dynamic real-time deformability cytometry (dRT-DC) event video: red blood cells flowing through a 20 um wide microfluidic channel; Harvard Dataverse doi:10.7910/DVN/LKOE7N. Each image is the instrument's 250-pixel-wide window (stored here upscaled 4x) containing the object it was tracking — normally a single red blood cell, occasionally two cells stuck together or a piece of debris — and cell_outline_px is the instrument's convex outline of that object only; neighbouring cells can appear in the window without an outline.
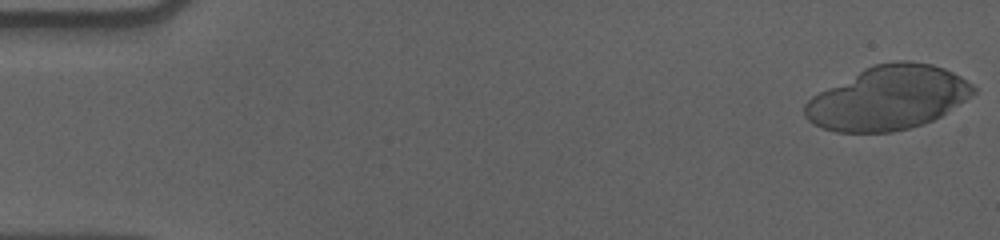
{"species": "human", "species_latin": "Homo sapiens", "temperature_condition": "cold", "stored_images_in_passage": 56, "camera_frame_rate_fps": 3000, "um_per_image_px": 0.085, "donor": {"sex": "male"}, "frame": {"image": 1, "passage_image": 1, "time_ms": 0.0, "image_size_px": [1000, 240], "cell_outline_px": [[976, 92], [940, 116], [932, 120], [908, 128], [892, 132], [836, 132], [820, 128], [812, 124], [804, 116], [804, 104], [812, 96], [864, 68], [872, 64], [896, 60], [908, 60], [932, 64], [944, 68], [960, 76], [972, 84], [976, 88]], "centroid_in_image_um": [75.45, 8.32], "position_along_channel_um": 9.5, "area_um2": 62.48}}